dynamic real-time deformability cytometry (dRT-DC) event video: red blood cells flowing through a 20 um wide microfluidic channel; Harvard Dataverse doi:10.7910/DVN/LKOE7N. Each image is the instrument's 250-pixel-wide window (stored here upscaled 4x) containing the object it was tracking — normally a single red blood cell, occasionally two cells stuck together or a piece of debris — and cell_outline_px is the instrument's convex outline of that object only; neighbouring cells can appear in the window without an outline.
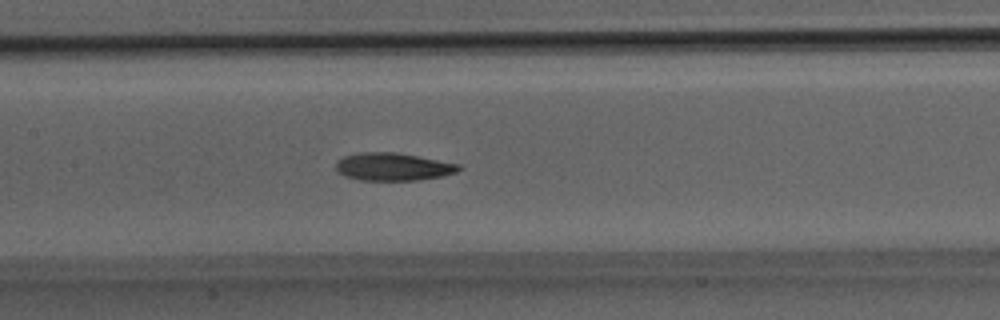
{"species": "Egyptian fruit bat (a non-hibernating species)", "species_latin": "Rousettus aegyptiacus", "temperature_condition": "room temperature", "stored_images_in_passage": 33, "camera_frame_rate_fps": 3000, "um_per_image_px": 0.085, "animal": {"sex": "male"}, "frame": {"image": 1, "passage_image": 15, "time_ms": 4.667, "image_size_px": [1000, 320], "cell_outline_px": [[464, 168], [456, 172], [444, 176], [420, 180], [360, 180], [344, 176], [336, 172], [336, 160], [344, 156], [364, 152], [396, 152], [460, 164]], "centroid_in_image_um": [33.41, 14.18], "position_along_channel_um": 174.0, "area_um2": 20.06}}
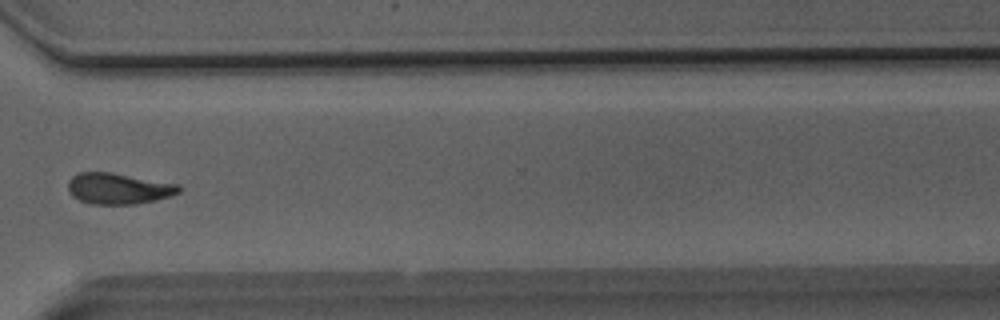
{"frame": {"image": 2, "passage_image": 24, "time_ms": 7.667, "image_size_px": [1000, 320], "cell_outline_px": [[184, 188], [180, 192], [156, 200], [136, 204], [88, 204], [72, 196], [68, 192], [68, 180], [76, 172], [112, 172], [180, 184]], "centroid_in_image_um": [10.07, 16.02], "position_along_channel_um": 360.5, "area_um2": 20.4}}
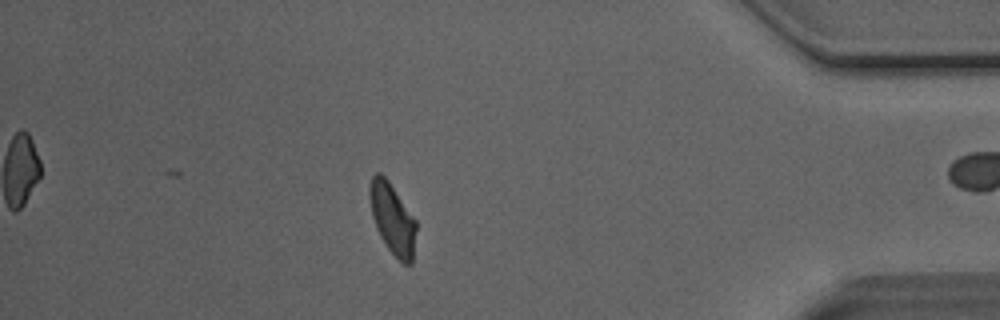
{"frame": {"image": 3, "passage_image": 28, "time_ms": 9.0, "image_size_px": [1000, 320], "cell_outline_px": [[416, 228], [412, 264], [404, 264], [388, 248], [380, 236], [376, 228], [372, 216], [368, 196], [368, 188], [372, 176], [376, 172], [380, 172], [388, 180], [416, 220]], "centroid_in_image_um": [33.33, 18.56], "position_along_channel_um": 401.9, "area_um2": 19.13}}